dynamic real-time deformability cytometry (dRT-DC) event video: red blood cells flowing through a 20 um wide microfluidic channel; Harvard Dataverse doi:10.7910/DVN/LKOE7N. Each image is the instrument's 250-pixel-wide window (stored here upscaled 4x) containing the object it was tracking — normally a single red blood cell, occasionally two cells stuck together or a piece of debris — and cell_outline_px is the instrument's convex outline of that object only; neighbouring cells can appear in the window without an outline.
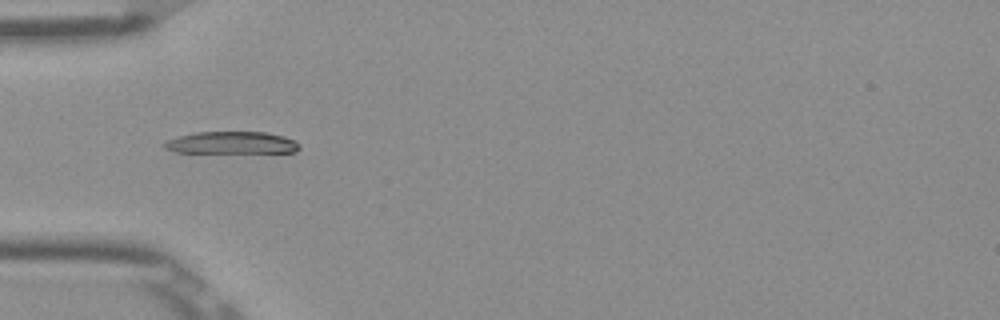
{"species": "Egyptian fruit bat (a non-hibernating species)", "species_latin": "Rousettus aegyptiacus", "temperature_condition": "room temperature", "stored_images_in_passage": 13, "camera_frame_rate_fps": 3000, "um_per_image_px": 0.085, "frame": {"image": 1, "passage_image": 1, "time_ms": 0.0, "image_size_px": [1000, 320], "cell_outline_px": [[300, 148], [296, 152], [176, 152], [164, 148], [160, 144], [168, 140], [180, 136], [196, 132], [268, 132], [284, 136], [300, 144]], "centroid_in_image_um": [19.68, 12.13], "position_along_channel_um": 65.3, "area_um2": 17.34}}
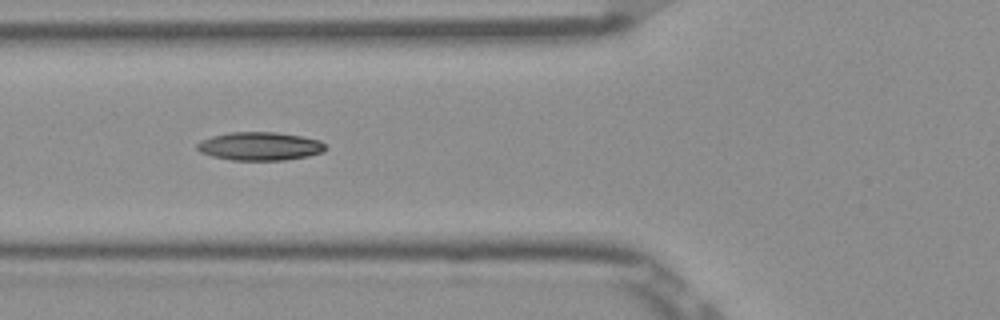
{"frame": {"image": 2, "passage_image": 4, "time_ms": 1.0, "image_size_px": [1000, 320], "cell_outline_px": [[328, 148], [324, 152], [308, 156], [284, 160], [232, 160], [212, 156], [200, 152], [196, 148], [196, 144], [200, 140], [212, 136], [228, 132], [276, 132], [300, 136], [320, 140]], "centroid_in_image_um": [22.08, 12.43], "position_along_channel_um": 103.7, "area_um2": 21.33}}